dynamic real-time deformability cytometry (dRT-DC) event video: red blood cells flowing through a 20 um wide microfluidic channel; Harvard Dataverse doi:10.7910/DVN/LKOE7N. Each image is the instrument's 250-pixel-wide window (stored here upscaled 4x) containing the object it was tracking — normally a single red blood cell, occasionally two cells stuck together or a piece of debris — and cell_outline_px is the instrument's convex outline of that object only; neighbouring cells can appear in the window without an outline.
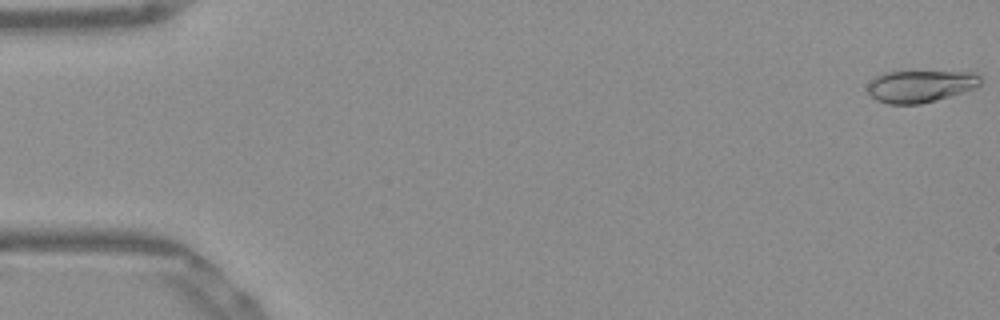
{"species": "Egyptian fruit bat (a non-hibernating species)", "species_latin": "Rousettus aegyptiacus", "temperature_condition": "warm", "stored_images_in_passage": 52, "camera_frame_rate_fps": 3000, "um_per_image_px": 0.085, "frame": {"image": 1, "passage_image": 1, "time_ms": 0.0, "image_size_px": [1000, 320], "cell_outline_px": [[980, 84], [976, 88], [964, 92], [936, 100], [920, 104], [888, 104], [876, 100], [868, 92], [868, 84], [876, 76], [884, 72], [972, 72], [980, 76]], "centroid_in_image_um": [78.23, 7.33], "position_along_channel_um": 6.8, "area_um2": 20.98}}
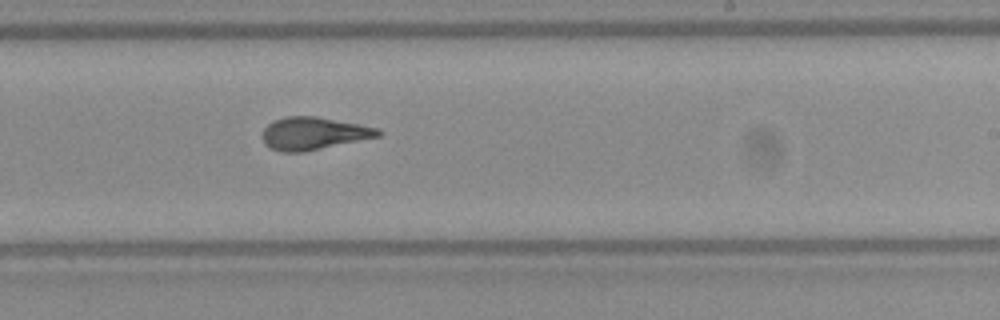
{"frame": {"image": 2, "passage_image": 32, "time_ms": 10.333, "image_size_px": [1000, 320], "cell_outline_px": [[384, 132], [380, 136], [304, 152], [280, 152], [264, 144], [264, 128], [268, 124], [284, 116], [316, 116], [380, 128]], "centroid_in_image_um": [26.69, 11.34], "position_along_channel_um": 262.3, "area_um2": 21.91}}
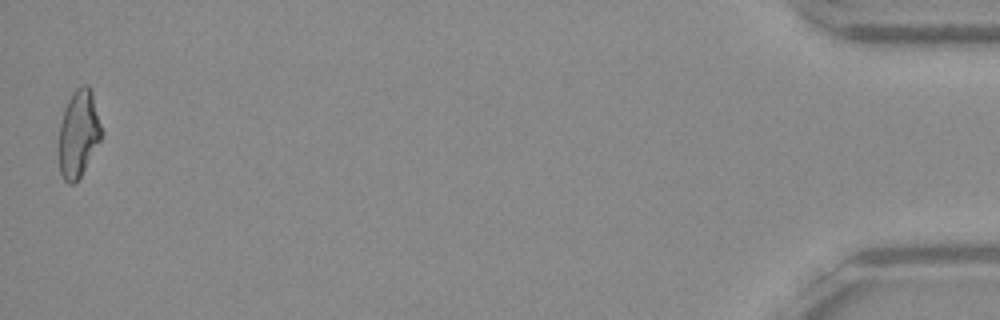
{"frame": {"image": 3, "passage_image": 52, "time_ms": 17.0, "image_size_px": [1000, 320], "cell_outline_px": [[104, 136], [80, 176], [72, 184], [68, 184], [64, 180], [60, 172], [56, 148], [60, 124], [64, 108], [72, 92], [76, 88], [84, 84], [88, 84], [92, 92], [104, 132]], "centroid_in_image_um": [6.66, 11.36], "position_along_channel_um": 428.5, "area_um2": 22.43}, "authors_computed_cell_mechanics": {"area_um2": 21.675, "velocity_mm_per_s": 3.895, "shape_relaxation_time_tau1_ms": 8.5586, "shape_relaxation_time_tau2_ms": 1.5443, "deformation_change_tau1": 0.238, "deformation_change_tau2": 0.0791}}